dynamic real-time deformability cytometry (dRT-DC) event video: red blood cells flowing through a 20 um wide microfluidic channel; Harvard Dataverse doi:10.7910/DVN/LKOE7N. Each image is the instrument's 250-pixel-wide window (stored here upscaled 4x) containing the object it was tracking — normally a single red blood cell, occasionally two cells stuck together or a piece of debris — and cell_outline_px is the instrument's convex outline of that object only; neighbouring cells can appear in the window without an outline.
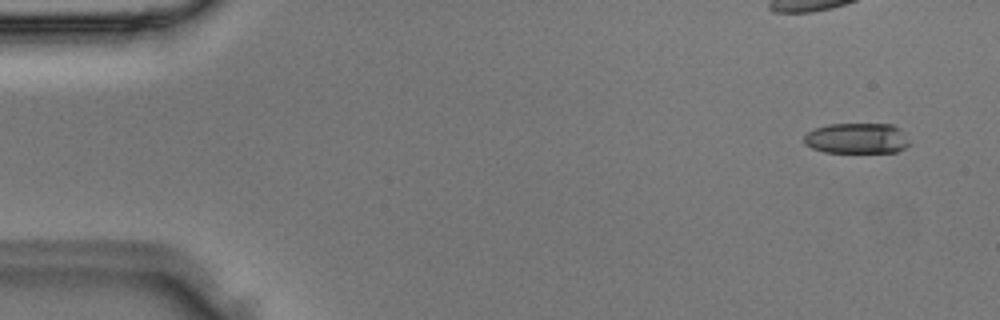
{"species": "Egyptian fruit bat (a non-hibernating species)", "species_latin": "Rousettus aegyptiacus", "temperature_condition": "room temperature", "stored_images_in_passage": 3, "camera_frame_rate_fps": 3000, "um_per_image_px": 0.085, "animal": {"sex": "male"}, "frame": {"image": 1, "passage_image": 1, "time_ms": 0.0, "image_size_px": [1000, 320], "cell_outline_px": [[908, 144], [904, 148], [896, 152], [824, 152], [812, 148], [804, 144], [804, 136], [808, 132], [816, 128], [828, 124], [892, 124], [900, 128]], "centroid_in_image_um": [72.79, 11.76], "position_along_channel_um": 12.2, "area_um2": 18.61}}